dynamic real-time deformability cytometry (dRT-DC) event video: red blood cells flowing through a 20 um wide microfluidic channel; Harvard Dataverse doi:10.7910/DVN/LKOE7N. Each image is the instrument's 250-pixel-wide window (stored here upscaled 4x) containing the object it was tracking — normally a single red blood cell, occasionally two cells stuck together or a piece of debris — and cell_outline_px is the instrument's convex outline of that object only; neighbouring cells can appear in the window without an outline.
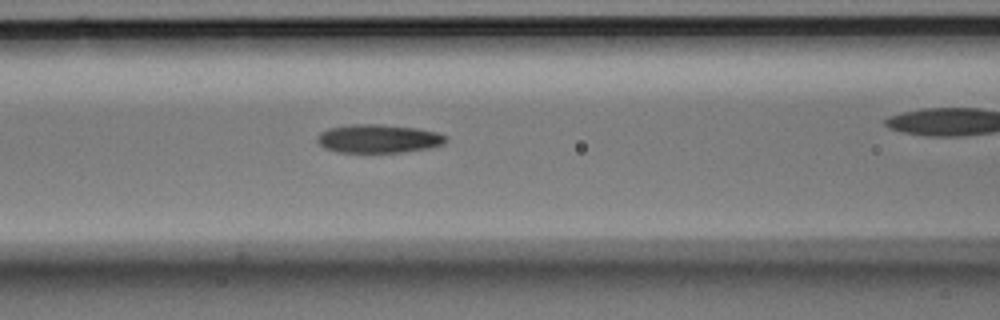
{"species": "Egyptian fruit bat (a non-hibernating species)", "species_latin": "Rousettus aegyptiacus", "temperature_condition": "room temperature", "stored_images_in_passage": 20, "camera_frame_rate_fps": 3000, "um_per_image_px": 0.085, "animal": {"sex": "male"}, "frame": {"image": 1, "passage_image": 8, "time_ms": 2.333, "image_size_px": [1000, 320], "cell_outline_px": [[448, 140], [444, 144], [432, 148], [404, 152], [336, 152], [324, 148], [316, 140], [316, 136], [320, 132], [328, 128], [352, 124], [376, 124], [416, 128], [436, 132], [448, 136]], "centroid_in_image_um": [32.18, 11.79], "position_along_channel_um": 134.4, "area_um2": 21.56}}
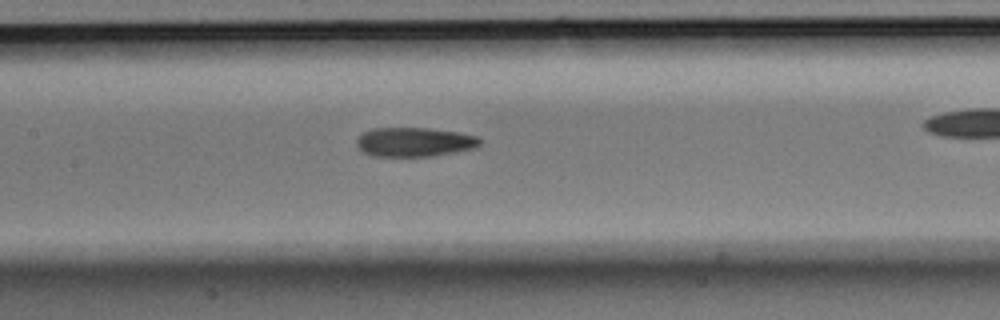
{"frame": {"image": 2, "passage_image": 11, "time_ms": 3.333, "image_size_px": [1000, 320], "cell_outline_px": [[480, 144], [476, 148], [456, 152], [432, 156], [372, 156], [364, 152], [356, 144], [356, 140], [364, 132], [372, 128], [428, 128], [460, 132], [480, 136]], "centroid_in_image_um": [35.27, 12.07], "position_along_channel_um": 172.1, "area_um2": 21.1}}
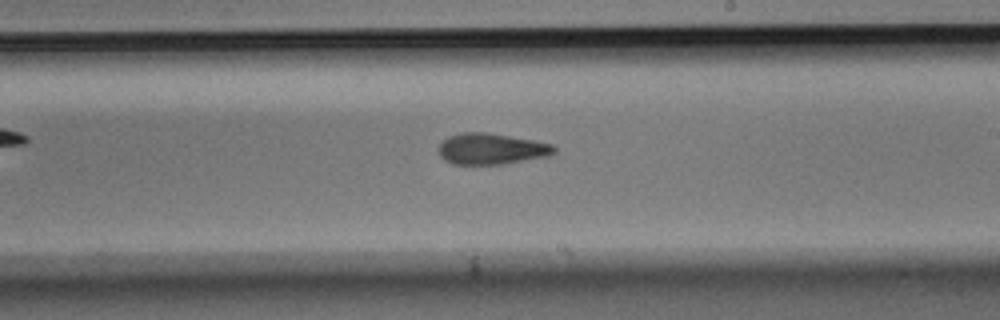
{"frame": {"image": 3, "passage_image": 17, "time_ms": 5.333, "image_size_px": [1000, 320], "cell_outline_px": [[556, 152], [548, 156], [500, 164], [452, 164], [444, 160], [436, 152], [436, 148], [448, 136], [464, 132], [488, 132], [532, 140], [552, 144], [556, 148]], "centroid_in_image_um": [41.71, 12.65], "position_along_channel_um": 247.3, "area_um2": 20.98}}